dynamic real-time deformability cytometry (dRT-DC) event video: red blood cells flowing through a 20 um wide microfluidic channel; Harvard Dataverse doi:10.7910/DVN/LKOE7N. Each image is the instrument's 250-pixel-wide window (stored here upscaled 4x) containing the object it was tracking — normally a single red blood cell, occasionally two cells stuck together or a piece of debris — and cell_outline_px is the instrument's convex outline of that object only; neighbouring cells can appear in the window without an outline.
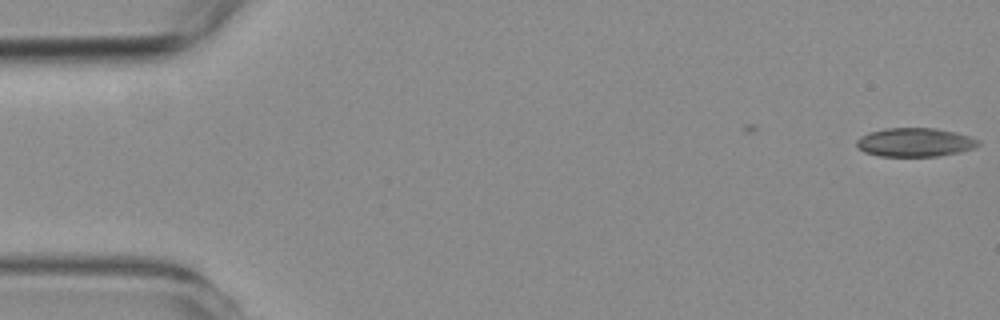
{"species": "common noctule bat (a hibernating species)", "species_latin": "Nyctalus noctula", "temperature_condition": "room temperature", "stored_images_in_passage": 12, "camera_frame_rate_fps": 3000, "um_per_image_px": 0.085, "animal": {"sex": "female", "body_mass_g": 19.3, "forearm_length_mm": 54.1}, "frame": {"image": 1, "passage_image": 1, "time_ms": 0.0, "image_size_px": [1000, 320], "cell_outline_px": [[980, 144], [972, 148], [960, 152], [936, 156], [880, 156], [864, 152], [856, 144], [856, 140], [860, 136], [868, 132], [884, 128], [936, 128], [956, 132], [980, 140]], "centroid_in_image_um": [77.75, 12.09], "position_along_channel_um": 7.2, "area_um2": 20.4}}